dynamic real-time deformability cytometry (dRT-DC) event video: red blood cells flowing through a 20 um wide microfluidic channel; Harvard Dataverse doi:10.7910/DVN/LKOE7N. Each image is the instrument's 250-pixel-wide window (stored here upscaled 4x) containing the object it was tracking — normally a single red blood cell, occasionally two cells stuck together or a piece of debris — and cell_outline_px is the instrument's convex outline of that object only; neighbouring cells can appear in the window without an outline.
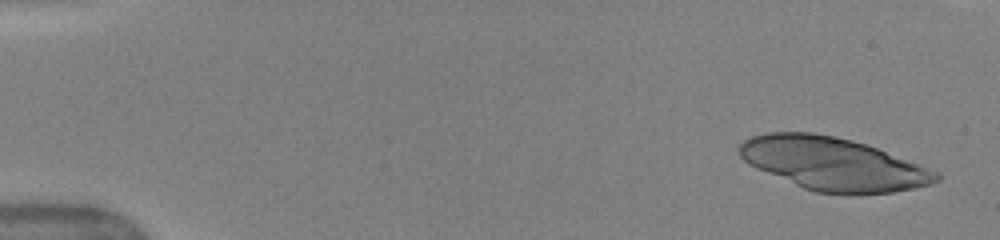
{"species": "human", "species_latin": "Homo sapiens", "temperature_condition": "warm", "stored_images_in_passage": 17, "camera_frame_rate_fps": 3000, "um_per_image_px": 0.085, "donor": {"sex": "female"}, "frame": {"image": 1, "passage_image": 2, "time_ms": 0.333, "image_size_px": [1000, 240], "cell_outline_px": [[940, 180], [932, 184], [892, 192], [816, 192], [804, 188], [756, 168], [748, 164], [740, 156], [740, 144], [744, 140], [752, 136], [768, 132], [812, 132], [852, 140], [876, 148], [940, 172]], "centroid_in_image_um": [70.8, 13.9], "position_along_channel_um": 14.2, "area_um2": 59.53}}